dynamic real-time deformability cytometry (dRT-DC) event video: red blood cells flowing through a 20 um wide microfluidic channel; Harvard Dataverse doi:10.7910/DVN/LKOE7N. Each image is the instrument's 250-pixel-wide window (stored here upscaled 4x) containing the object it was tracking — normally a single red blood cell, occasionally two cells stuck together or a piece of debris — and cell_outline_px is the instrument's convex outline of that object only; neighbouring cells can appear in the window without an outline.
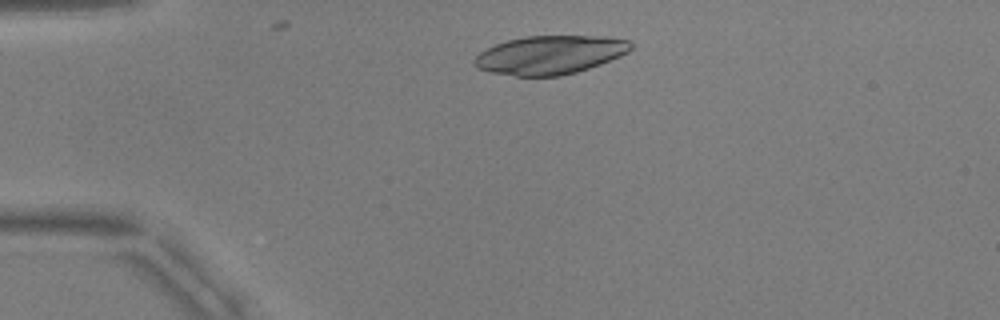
{"species": "common noctule bat (a hibernating species)", "species_latin": "Nyctalus noctula", "temperature_condition": "warm", "stored_images_in_passage": 9, "camera_frame_rate_fps": 3000, "um_per_image_px": 0.085, "animal": {"sex": "male", "body_mass_g": 17.9, "forearm_length_mm": 54.2}, "frame": {"image": 1, "passage_image": 6, "time_ms": 1.667, "image_size_px": [1000, 320], "cell_outline_px": [[632, 48], [628, 52], [620, 56], [600, 64], [576, 72], [560, 76], [516, 76], [488, 72], [476, 68], [472, 60], [480, 52], [496, 44], [508, 40], [524, 36], [604, 36], [628, 40], [632, 44]], "centroid_in_image_um": [46.72, 4.67], "position_along_channel_um": 38.3, "area_um2": 35.2}}